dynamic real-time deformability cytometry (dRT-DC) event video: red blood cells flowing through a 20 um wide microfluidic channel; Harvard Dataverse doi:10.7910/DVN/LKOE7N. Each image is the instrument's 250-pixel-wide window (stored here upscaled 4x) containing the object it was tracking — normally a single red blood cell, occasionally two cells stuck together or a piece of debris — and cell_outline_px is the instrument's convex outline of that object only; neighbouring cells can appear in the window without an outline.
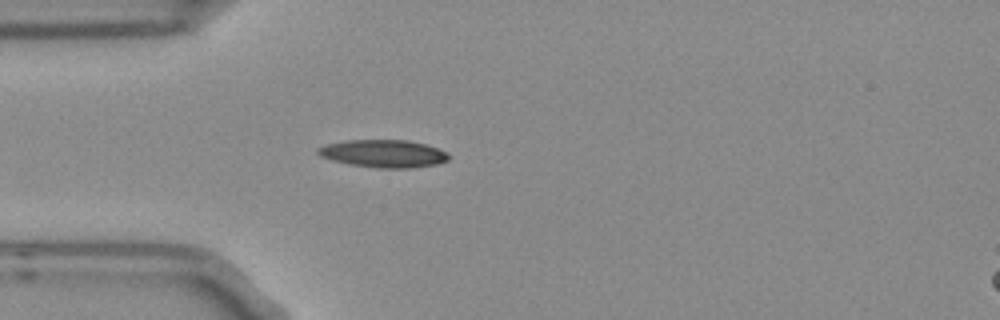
{"species": "Egyptian fruit bat (a non-hibernating species)", "species_latin": "Rousettus aegyptiacus", "temperature_condition": "room temperature", "stored_images_in_passage": 2, "camera_frame_rate_fps": 3000, "um_per_image_px": 0.085, "frame": {"image": 1, "passage_image": 2, "time_ms": 0.333, "image_size_px": [1000, 320], "cell_outline_px": [[448, 160], [436, 164], [412, 168], [376, 168], [348, 164], [332, 160], [320, 156], [316, 152], [316, 148], [328, 144], [348, 140], [408, 140], [424, 144], [448, 152]], "centroid_in_image_um": [32.58, 13.06], "position_along_channel_um": 52.4, "area_um2": 21.04}}